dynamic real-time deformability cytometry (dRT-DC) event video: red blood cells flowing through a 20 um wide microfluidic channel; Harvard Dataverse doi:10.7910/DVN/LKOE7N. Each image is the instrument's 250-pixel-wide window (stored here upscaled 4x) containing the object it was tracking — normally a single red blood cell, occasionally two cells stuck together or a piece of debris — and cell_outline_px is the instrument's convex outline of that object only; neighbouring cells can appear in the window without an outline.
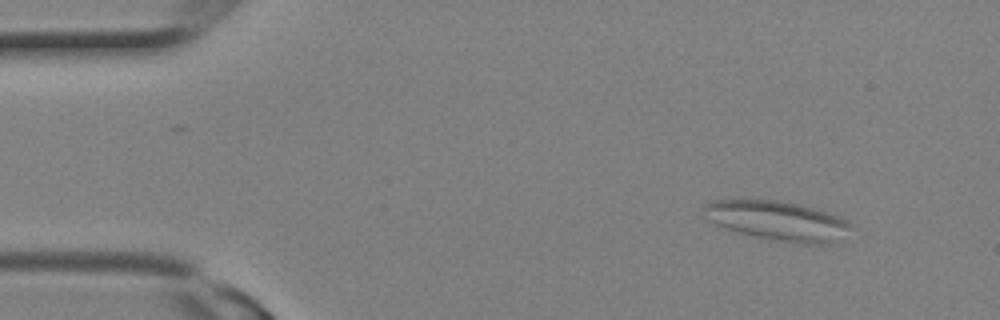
{"species": "Egyptian fruit bat (a non-hibernating species)", "species_latin": "Rousettus aegyptiacus", "temperature_condition": "room temperature", "stored_images_in_passage": 1, "camera_frame_rate_fps": 3000, "um_per_image_px": 0.085, "animal": {"sex": "female"}, "frame": {"image": 1, "passage_image": 1, "time_ms": 0.0, "image_size_px": [1000, 320], "cell_outline_px": [[856, 228], [832, 244], [804, 244], [776, 240], [756, 236], [740, 232], [716, 224], [708, 220], [704, 216], [704, 204], [712, 200], [780, 200], [800, 204], [828, 212], [848, 220]], "centroid_in_image_um": [66.18, 18.76], "position_along_channel_um": 18.8, "area_um2": 33.99}}